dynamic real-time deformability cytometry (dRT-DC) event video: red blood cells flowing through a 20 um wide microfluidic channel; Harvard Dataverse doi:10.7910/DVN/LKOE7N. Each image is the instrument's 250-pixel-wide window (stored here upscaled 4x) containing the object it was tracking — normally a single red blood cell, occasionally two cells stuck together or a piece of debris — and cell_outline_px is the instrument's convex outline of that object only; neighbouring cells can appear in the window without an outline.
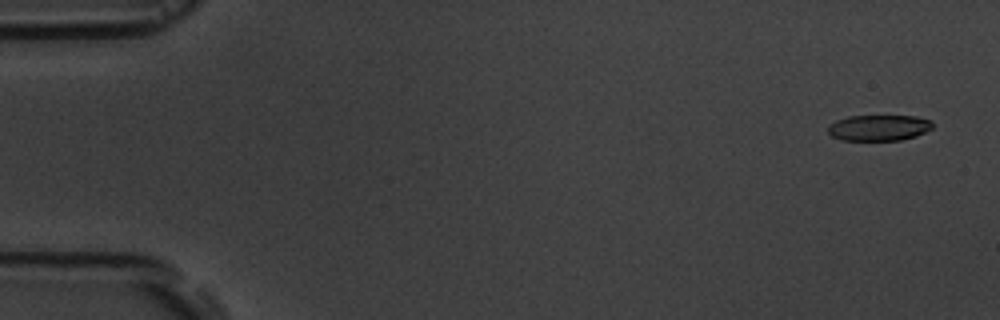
{"species": "common noctule bat (a hibernating species)", "species_latin": "Nyctalus noctula", "temperature_condition": "room temperature", "stored_images_in_passage": 5, "camera_frame_rate_fps": 3000, "um_per_image_px": 0.085, "animal": {"sex": "male", "body_mass_g": 19.5, "forearm_length_mm": 54.6}, "frame": {"image": 1, "passage_image": 1, "time_ms": 0.0, "image_size_px": [1000, 320], "cell_outline_px": [[932, 128], [916, 136], [900, 140], [840, 140], [832, 136], [828, 132], [828, 124], [836, 120], [848, 116], [916, 116], [932, 120]], "centroid_in_image_um": [74.68, 10.85], "position_along_channel_um": 10.3, "area_um2": 15.84}}
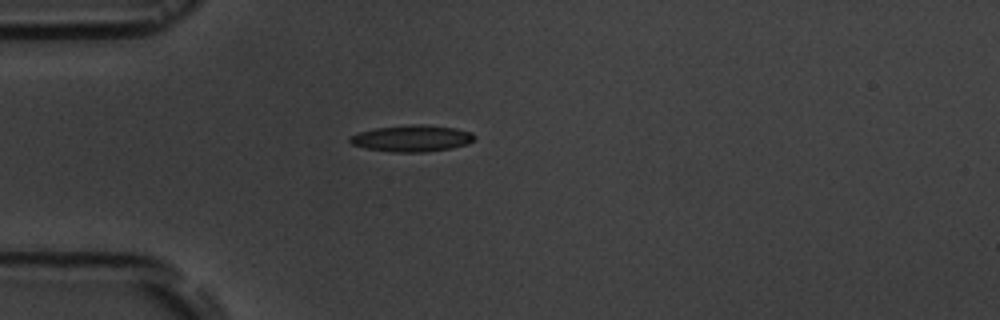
{"frame": {"image": 2, "passage_image": 5, "time_ms": 4.333, "image_size_px": [1000, 320], "cell_outline_px": [[476, 136], [468, 144], [452, 148], [424, 152], [392, 152], [364, 148], [352, 144], [348, 140], [348, 136], [360, 132], [376, 128], [412, 124], [420, 124], [456, 128], [472, 132]], "centroid_in_image_um": [35.01, 11.76], "position_along_channel_um": 50.0, "area_um2": 19.31}}